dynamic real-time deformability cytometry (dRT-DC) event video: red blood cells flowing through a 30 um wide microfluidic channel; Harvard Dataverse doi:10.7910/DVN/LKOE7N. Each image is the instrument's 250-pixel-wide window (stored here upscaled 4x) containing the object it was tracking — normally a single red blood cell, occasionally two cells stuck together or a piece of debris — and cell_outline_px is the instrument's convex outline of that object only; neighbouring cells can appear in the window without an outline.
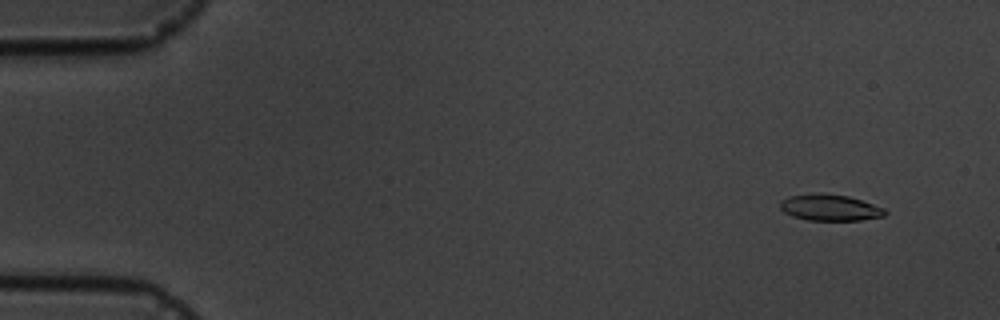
{"species": "common noctule bat (a hibernating species)", "species_latin": "Nyctalus noctula", "temperature_condition": "cold", "stored_images_in_passage": 15, "camera_frame_rate_fps": 3000, "um_per_image_px": 0.085, "animal": {"sex": "male", "body_mass_g": 19.5, "forearm_length_mm": 54.6}, "frame": {"image": 1, "passage_image": 2, "time_ms": 1.0, "image_size_px": [1000, 320], "cell_outline_px": [[888, 212], [884, 216], [860, 220], [808, 220], [792, 216], [784, 212], [780, 208], [780, 200], [788, 196], [848, 196], [884, 208]], "centroid_in_image_um": [70.56, 17.7], "position_along_channel_um": 14.4, "area_um2": 15.26}}
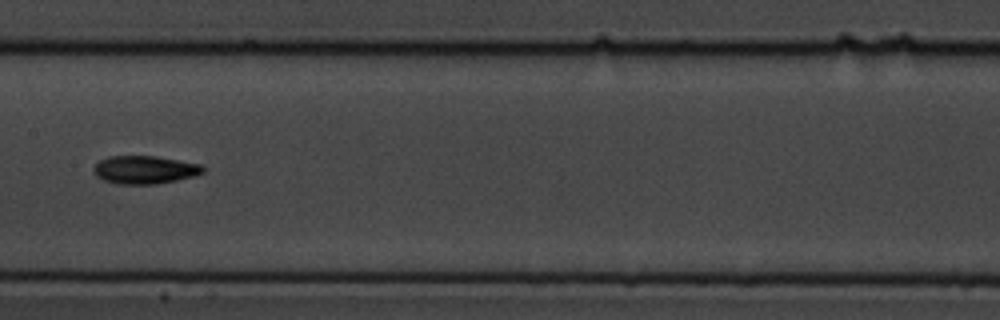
{"frame": {"image": 2, "passage_image": 8, "time_ms": 9.0, "image_size_px": [1000, 320], "cell_outline_px": [[204, 172], [196, 176], [156, 184], [116, 184], [104, 180], [96, 176], [92, 168], [100, 160], [108, 156], [156, 156], [204, 164]], "centroid_in_image_um": [12.33, 14.43], "position_along_channel_um": 195.1, "area_um2": 18.09}}
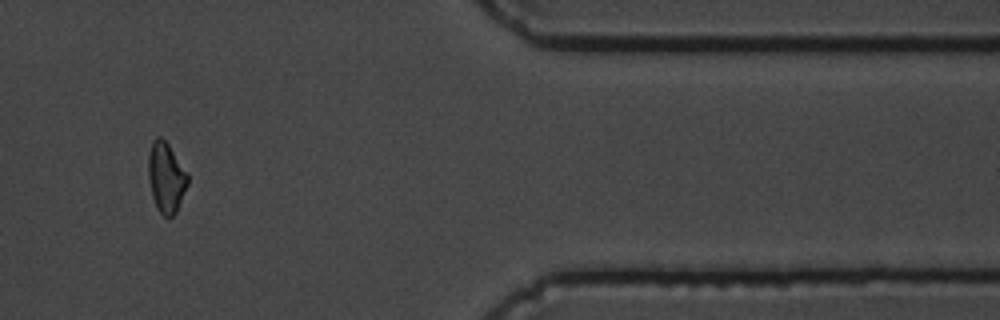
{"frame": {"image": 3, "passage_image": 13, "time_ms": 15.333, "image_size_px": [1000, 320], "cell_outline_px": [[188, 184], [176, 212], [172, 216], [164, 216], [156, 208], [152, 196], [148, 176], [148, 156], [152, 140], [156, 136], [160, 136], [168, 144], [188, 172]], "centroid_in_image_um": [14.11, 15.06], "position_along_channel_um": 397.3, "area_um2": 16.18}, "authors_computed_cell_mechanics": {"area_um2": 16.2996, "velocity_mm_per_s": 3.6531, "shape_relaxation_time_tau1_ms": 2.1038, "shape_relaxation_time_tau2_ms": null, "deformation_change_tau1": 0.087, "deformation_change_tau2": null}}